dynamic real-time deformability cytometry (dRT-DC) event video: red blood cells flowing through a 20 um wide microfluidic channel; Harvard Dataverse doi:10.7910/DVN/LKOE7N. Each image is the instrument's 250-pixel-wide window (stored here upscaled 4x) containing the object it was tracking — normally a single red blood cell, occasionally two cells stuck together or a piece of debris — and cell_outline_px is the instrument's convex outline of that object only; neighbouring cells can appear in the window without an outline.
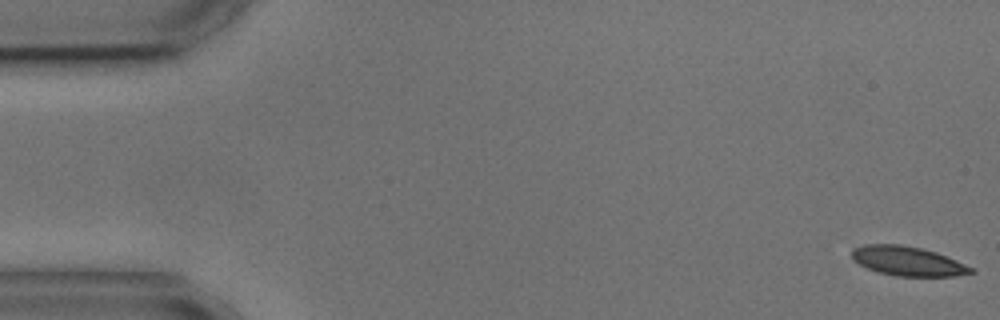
{"species": "common noctule bat (a hibernating species)", "species_latin": "Nyctalus noctula", "temperature_condition": "cold", "stored_images_in_passage": 5, "camera_frame_rate_fps": 3000, "um_per_image_px": 0.085, "animal": {"sex": "male", "body_mass_g": 17.9, "forearm_length_mm": 54.2}, "frame": {"image": 1, "passage_image": 1, "time_ms": 0.0, "image_size_px": [1000, 320], "cell_outline_px": [[976, 272], [956, 276], [896, 276], [880, 272], [868, 268], [852, 260], [852, 248], [864, 244], [900, 244], [920, 248], [936, 252], [976, 268]], "centroid_in_image_um": [77.18, 22.19], "position_along_channel_um": 7.8, "area_um2": 20.46}}
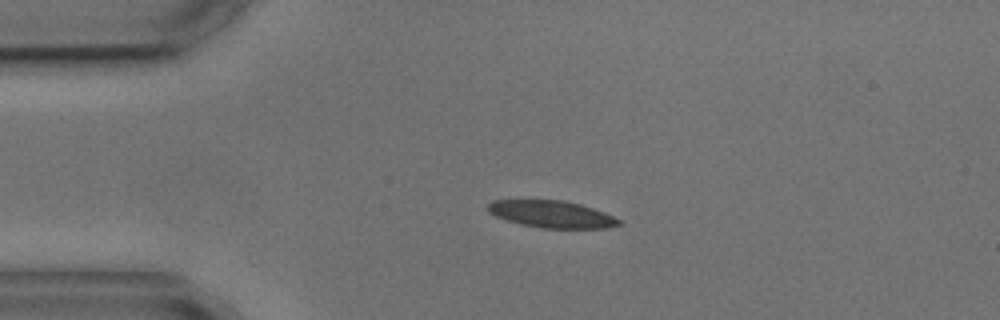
{"frame": {"image": 2, "passage_image": 4, "time_ms": 3.667, "image_size_px": [1000, 320], "cell_outline_px": [[620, 224], [608, 228], [544, 228], [520, 224], [496, 216], [488, 212], [488, 204], [492, 200], [564, 200], [580, 204], [604, 212], [620, 220]], "centroid_in_image_um": [46.88, 18.2], "position_along_channel_um": 38.1, "area_um2": 20.46}}